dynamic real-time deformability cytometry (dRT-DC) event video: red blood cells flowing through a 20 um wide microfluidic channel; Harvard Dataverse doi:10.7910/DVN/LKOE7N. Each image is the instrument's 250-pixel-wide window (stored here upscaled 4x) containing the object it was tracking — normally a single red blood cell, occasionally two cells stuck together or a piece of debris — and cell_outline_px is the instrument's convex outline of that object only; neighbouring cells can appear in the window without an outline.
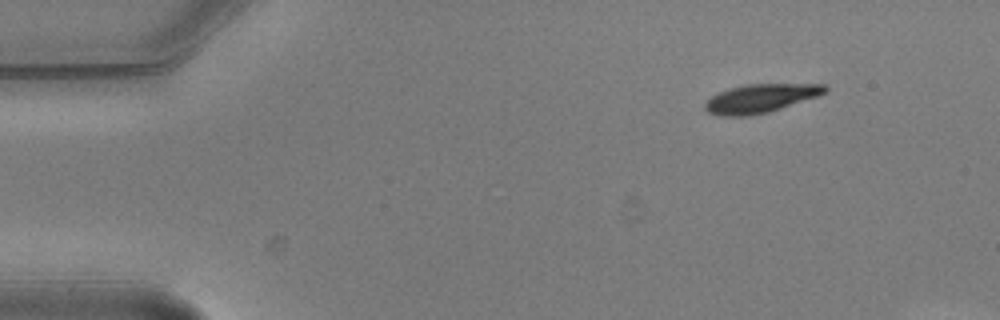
{"species": "common noctule bat (a hibernating species)", "species_latin": "Nyctalus noctula", "temperature_condition": "warm", "stored_images_in_passage": 5, "camera_frame_rate_fps": 3000, "um_per_image_px": 0.085, "animal": {"sex": "male", "body_mass_g": 20.5, "forearm_length_mm": 52.5}, "frame": {"image": 1, "passage_image": 1, "time_ms": 0.0, "image_size_px": [1000, 320], "cell_outline_px": [[828, 92], [768, 112], [748, 116], [724, 116], [708, 112], [704, 108], [704, 104], [712, 96], [728, 88], [744, 84], [824, 84], [828, 88]], "centroid_in_image_um": [64.63, 8.35], "position_along_channel_um": 20.4, "area_um2": 19.77}}